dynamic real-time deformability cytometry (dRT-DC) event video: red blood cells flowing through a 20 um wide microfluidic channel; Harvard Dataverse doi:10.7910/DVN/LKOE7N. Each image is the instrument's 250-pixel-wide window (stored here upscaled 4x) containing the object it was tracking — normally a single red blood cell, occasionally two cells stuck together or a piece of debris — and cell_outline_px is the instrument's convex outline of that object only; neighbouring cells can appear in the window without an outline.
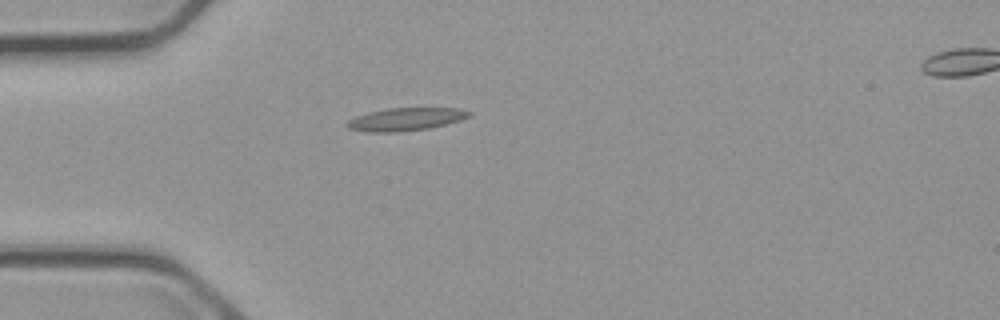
{"species": "common noctule bat (a hibernating species)", "species_latin": "Nyctalus noctula", "temperature_condition": "cold", "stored_images_in_passage": 2, "camera_frame_rate_fps": 3000, "um_per_image_px": 0.085, "animal": {"sex": "male", "body_mass_g": 23.1, "forearm_length_mm": 52.7}, "frame": {"image": 1, "passage_image": 2, "time_ms": 1.0, "image_size_px": [1000, 320], "cell_outline_px": [[472, 116], [460, 120], [428, 128], [396, 132], [368, 132], [348, 128], [348, 120], [356, 116], [368, 112], [388, 108], [460, 108], [472, 112]], "centroid_in_image_um": [34.51, 10.12], "position_along_channel_um": 50.5, "area_um2": 16.13}}